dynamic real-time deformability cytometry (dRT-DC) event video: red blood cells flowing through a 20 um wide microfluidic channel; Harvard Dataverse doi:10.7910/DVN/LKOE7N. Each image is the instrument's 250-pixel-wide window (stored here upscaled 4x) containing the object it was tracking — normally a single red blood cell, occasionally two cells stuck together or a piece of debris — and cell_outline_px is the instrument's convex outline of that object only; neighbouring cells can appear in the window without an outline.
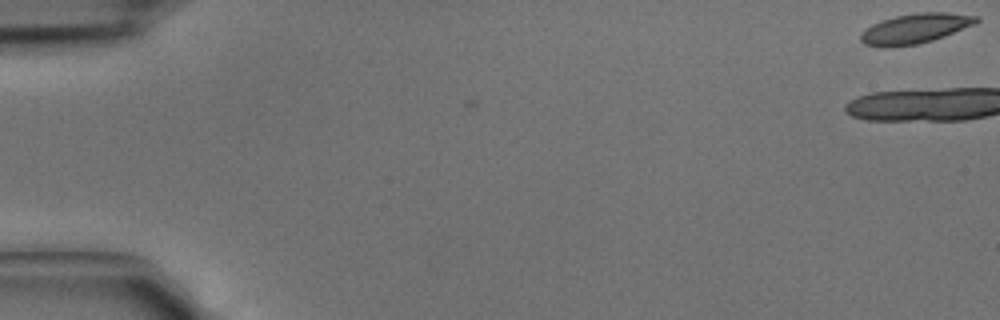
{"species": "common noctule bat (a hibernating species)", "species_latin": "Nyctalus noctula", "temperature_condition": "cold", "stored_images_in_passage": 4, "camera_frame_rate_fps": 3000, "um_per_image_px": 0.085, "animal": {"sex": "male", "body_mass_g": 15.6}, "frame": {"image": 1, "passage_image": 1, "time_ms": 0.0, "image_size_px": [1000, 320], "cell_outline_px": [[980, 20], [976, 24], [944, 36], [932, 40], [916, 44], [892, 48], [884, 48], [864, 44], [860, 40], [860, 36], [872, 24], [896, 16], [916, 12], [948, 12], [980, 16]], "centroid_in_image_um": [77.83, 2.43], "position_along_channel_um": 7.2, "area_um2": 20.23}}